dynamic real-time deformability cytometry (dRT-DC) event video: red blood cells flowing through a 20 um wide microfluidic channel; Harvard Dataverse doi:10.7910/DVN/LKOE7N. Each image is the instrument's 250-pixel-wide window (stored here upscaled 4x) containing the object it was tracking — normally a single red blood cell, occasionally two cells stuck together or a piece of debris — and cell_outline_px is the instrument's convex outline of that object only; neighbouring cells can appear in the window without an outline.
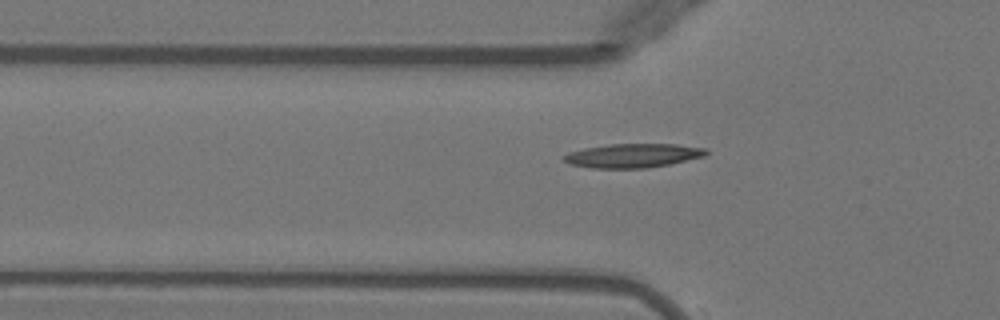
{"species": "Egyptian fruit bat (a non-hibernating species)", "species_latin": "Rousettus aegyptiacus", "temperature_condition": "warm", "stored_images_in_passage": 18, "camera_frame_rate_fps": 3000, "um_per_image_px": 0.085, "animal": {"sex": "female"}, "frame": {"image": 1, "passage_image": 17, "time_ms": 5.333, "image_size_px": [1000, 320], "cell_outline_px": [[708, 152], [704, 156], [668, 164], [648, 168], [592, 168], [568, 164], [564, 160], [564, 156], [568, 152], [584, 148], [608, 144], [676, 144], [704, 148]], "centroid_in_image_um": [53.75, 13.22], "position_along_channel_um": 72.0, "area_um2": 19.77}}